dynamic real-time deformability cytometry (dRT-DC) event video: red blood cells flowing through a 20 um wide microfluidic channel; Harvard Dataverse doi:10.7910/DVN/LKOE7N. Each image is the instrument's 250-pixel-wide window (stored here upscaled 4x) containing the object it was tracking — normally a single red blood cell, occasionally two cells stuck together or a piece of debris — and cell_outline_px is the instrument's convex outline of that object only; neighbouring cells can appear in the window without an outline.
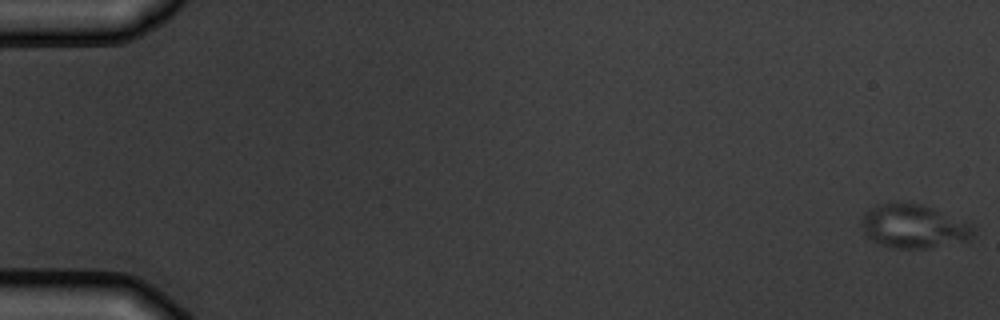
{"species": "common noctule bat (a hibernating species)", "species_latin": "Nyctalus noctula", "temperature_condition": "warm", "stored_images_in_passage": 6, "camera_frame_rate_fps": 3000, "um_per_image_px": 0.085, "animal": {"sex": "male", "body_mass_g": 19.5, "forearm_length_mm": 54.6}, "frame": {"image": 1, "passage_image": 1, "time_ms": 0.0, "image_size_px": [1000, 320], "cell_outline_px": [[976, 232], [968, 240], [924, 248], [896, 248], [880, 244], [872, 240], [864, 232], [860, 224], [860, 220], [864, 212], [880, 204], [920, 204], [968, 220], [972, 224]], "centroid_in_image_um": [77.7, 19.24], "position_along_channel_um": 7.3, "area_um2": 28.26}}